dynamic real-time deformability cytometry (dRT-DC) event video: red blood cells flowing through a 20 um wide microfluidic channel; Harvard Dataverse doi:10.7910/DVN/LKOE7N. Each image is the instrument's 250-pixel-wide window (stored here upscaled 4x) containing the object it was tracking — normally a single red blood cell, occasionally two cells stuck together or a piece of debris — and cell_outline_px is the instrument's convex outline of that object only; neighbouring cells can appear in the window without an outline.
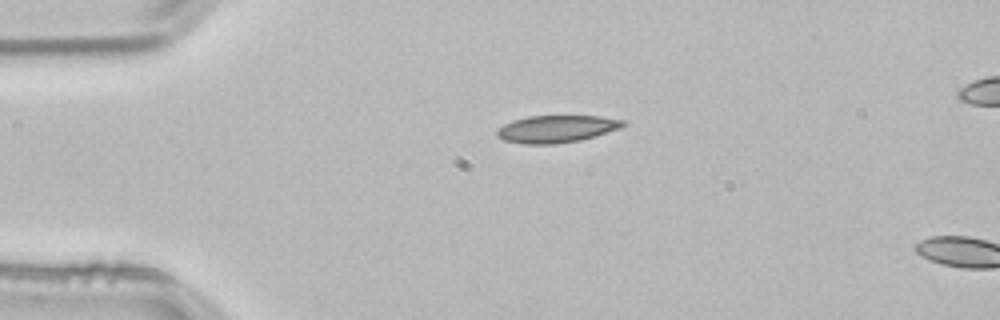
{"species": "common noctule bat (a hibernating species)", "species_latin": "Nyctalus noctula", "temperature_condition": "room temperature", "stored_images_in_passage": 2, "camera_frame_rate_fps": 3000, "um_per_image_px": 0.085, "animal": {"sex": "male", "body_mass_g": 21.5, "forearm_length_mm": 52.0}, "frame": {"image": 1, "passage_image": 1, "time_ms": 0.0, "image_size_px": [1000, 320], "cell_outline_px": [[628, 124], [620, 128], [580, 140], [556, 144], [524, 144], [504, 140], [496, 136], [496, 128], [512, 120], [528, 116], [600, 116], [628, 120]], "centroid_in_image_um": [47.3, 10.95], "position_along_channel_um": 37.7, "area_um2": 20.23}}